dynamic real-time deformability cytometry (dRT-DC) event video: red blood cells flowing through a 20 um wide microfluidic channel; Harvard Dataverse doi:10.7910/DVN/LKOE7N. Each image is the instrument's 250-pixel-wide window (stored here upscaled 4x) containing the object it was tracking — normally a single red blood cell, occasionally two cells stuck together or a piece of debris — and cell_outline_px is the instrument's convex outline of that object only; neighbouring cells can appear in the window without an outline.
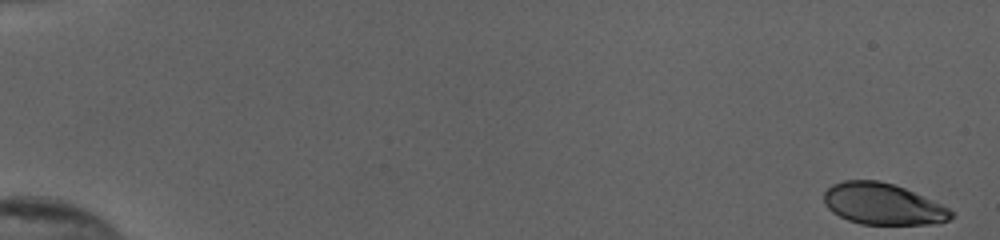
{"species": "human", "species_latin": "Homo sapiens", "temperature_condition": "cold", "stored_images_in_passage": 54, "camera_frame_rate_fps": 3000, "um_per_image_px": 0.085, "donor": {"sex": "female"}, "frame": {"image": 1, "passage_image": 1, "time_ms": 0.0, "image_size_px": [1000, 240], "cell_outline_px": [[956, 216], [948, 220], [936, 224], [860, 224], [848, 220], [832, 212], [824, 204], [824, 192], [832, 184], [844, 180], [880, 180], [904, 188], [932, 200], [948, 208]], "centroid_in_image_um": [75.03, 17.34], "position_along_channel_um": 10.0, "area_um2": 30.63}}
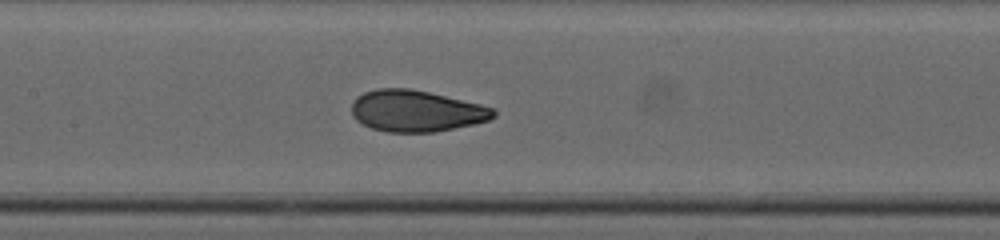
{"frame": {"image": 2, "passage_image": 28, "time_ms": 9.0, "image_size_px": [1000, 240], "cell_outline_px": [[496, 116], [488, 120], [472, 124], [432, 132], [388, 132], [372, 128], [356, 120], [352, 116], [352, 100], [356, 96], [364, 92], [376, 88], [408, 88], [428, 92], [480, 104], [496, 108]], "centroid_in_image_um": [35.35, 9.42], "position_along_channel_um": 172.1, "area_um2": 34.16}}
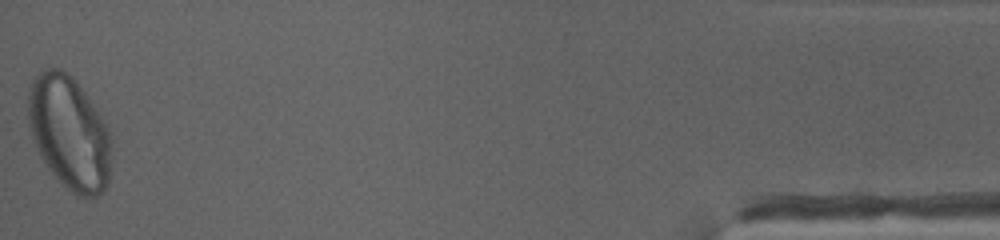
{"frame": {"image": 3, "passage_image": 54, "time_ms": 17.667, "image_size_px": [1000, 240], "cell_outline_px": [[112, 160], [108, 180], [104, 188], [96, 196], [76, 196], [48, 168], [40, 156], [32, 136], [28, 124], [28, 92], [32, 80], [44, 68], [60, 68], [72, 76], [76, 80], [108, 128], [112, 140]], "centroid_in_image_um": [5.89, 11.26], "position_along_channel_um": 429.3, "area_um2": 54.85}, "authors_computed_cell_mechanics": {"area_um2": 34.0442, "velocity_mm_per_s": 3.8831, "shape_relaxation_time_tau1_ms": 3.8318, "shape_relaxation_time_tau2_ms": null, "deformation_change_tau1": 0.1606, "deformation_change_tau2": null}}